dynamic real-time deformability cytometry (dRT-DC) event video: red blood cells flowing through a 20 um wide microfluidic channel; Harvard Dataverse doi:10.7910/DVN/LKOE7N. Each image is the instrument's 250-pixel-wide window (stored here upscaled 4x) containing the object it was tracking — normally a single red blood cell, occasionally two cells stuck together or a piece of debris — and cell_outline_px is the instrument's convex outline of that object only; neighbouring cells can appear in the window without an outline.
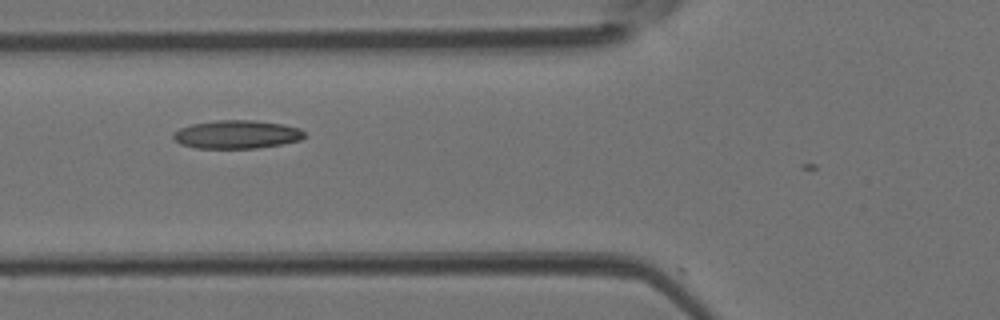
{"species": "Egyptian fruit bat (a non-hibernating species)", "species_latin": "Rousettus aegyptiacus", "temperature_condition": "room temperature", "stored_images_in_passage": 7, "camera_frame_rate_fps": 3000, "um_per_image_px": 0.085, "animal": {"sex": "female"}, "frame": {"image": 1, "passage_image": 4, "time_ms": 1.0, "image_size_px": [1000, 320], "cell_outline_px": [[308, 136], [300, 140], [280, 144], [256, 148], [196, 148], [180, 144], [172, 136], [172, 132], [180, 128], [192, 124], [216, 120], [252, 120], [280, 124], [300, 128]], "centroid_in_image_um": [20.12, 11.42], "position_along_channel_um": 105.7, "area_um2": 21.62}}
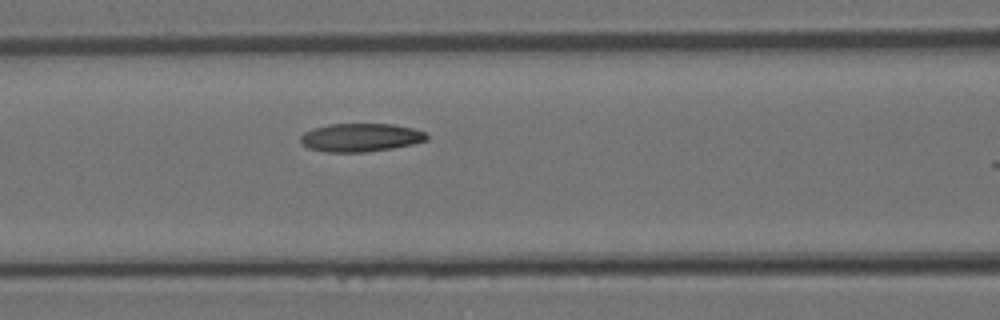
{"frame": {"image": 2, "passage_image": 6, "time_ms": 1.667, "image_size_px": [1000, 320], "cell_outline_px": [[428, 140], [412, 144], [392, 148], [364, 152], [324, 152], [308, 148], [300, 144], [300, 136], [304, 132], [312, 128], [328, 124], [392, 124], [412, 128], [424, 132], [428, 136]], "centroid_in_image_um": [30.6, 11.69], "position_along_channel_um": 136.0, "area_um2": 20.92}}